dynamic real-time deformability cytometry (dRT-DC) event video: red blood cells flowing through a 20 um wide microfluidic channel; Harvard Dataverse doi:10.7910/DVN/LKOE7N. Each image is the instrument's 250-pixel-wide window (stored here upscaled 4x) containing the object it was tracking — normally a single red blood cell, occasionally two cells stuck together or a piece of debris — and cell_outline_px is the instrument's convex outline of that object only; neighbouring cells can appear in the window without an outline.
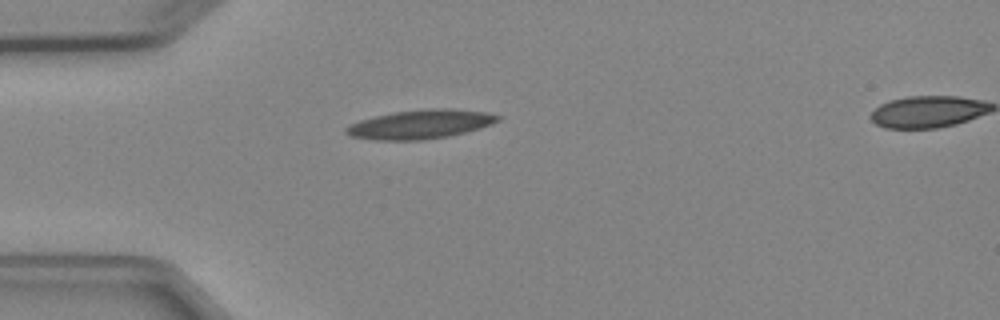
{"species": "Egyptian fruit bat (a non-hibernating species)", "species_latin": "Rousettus aegyptiacus", "temperature_condition": "cold", "stored_images_in_passage": 2, "segment_of_instrument_passage": [1, 2], "camera_frame_rate_fps": 3000, "um_per_image_px": 0.085, "animal": {"sex": "female"}, "frame": {"image": 1, "passage_image": 1, "time_ms": 0.0, "image_size_px": [1000, 320], "cell_outline_px": [[500, 120], [492, 124], [480, 128], [448, 136], [424, 140], [376, 140], [352, 136], [344, 132], [344, 128], [348, 124], [360, 120], [392, 112], [428, 108], [448, 108], [484, 112], [500, 116]], "centroid_in_image_um": [35.7, 10.56], "position_along_channel_um": 49.3, "area_um2": 25.61}}